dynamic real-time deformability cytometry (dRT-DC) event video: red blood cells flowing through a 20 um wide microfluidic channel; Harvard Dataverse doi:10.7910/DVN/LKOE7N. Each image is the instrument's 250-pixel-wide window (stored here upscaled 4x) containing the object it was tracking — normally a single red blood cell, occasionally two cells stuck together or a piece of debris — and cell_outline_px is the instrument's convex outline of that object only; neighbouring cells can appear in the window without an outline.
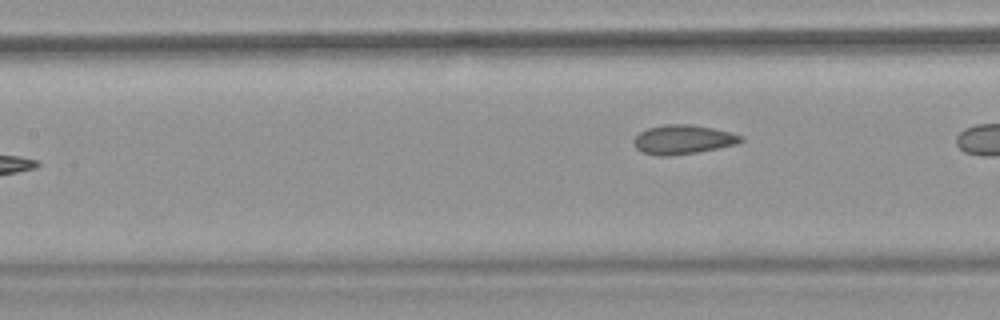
{"species": "common noctule bat (a hibernating species)", "species_latin": "Nyctalus noctula", "temperature_condition": "warm", "stored_images_in_passage": 8, "camera_frame_rate_fps": 3000, "um_per_image_px": 0.085, "animal": {"sex": "female", "body_mass_g": 18.4}, "frame": {"image": 1, "passage_image": 8, "time_ms": 8.333, "image_size_px": [1000, 320], "cell_outline_px": [[744, 140], [736, 144], [696, 152], [668, 156], [656, 156], [640, 152], [632, 144], [632, 140], [640, 132], [648, 128], [664, 124], [692, 124], [732, 132], [744, 136]], "centroid_in_image_um": [58.02, 11.86], "position_along_channel_um": 149.4, "area_um2": 18.38}}